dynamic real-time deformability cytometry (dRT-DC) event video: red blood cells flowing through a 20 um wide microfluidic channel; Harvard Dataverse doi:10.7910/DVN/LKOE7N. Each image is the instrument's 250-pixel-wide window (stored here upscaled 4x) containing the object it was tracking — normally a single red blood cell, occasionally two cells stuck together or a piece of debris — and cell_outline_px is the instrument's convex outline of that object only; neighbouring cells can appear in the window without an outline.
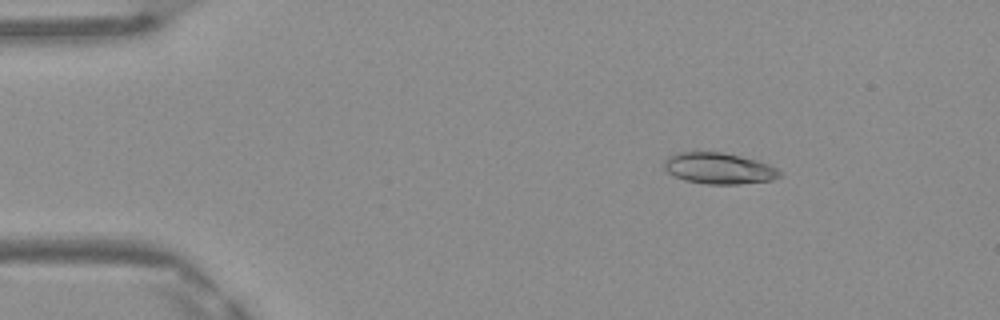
{"species": "Egyptian fruit bat (a non-hibernating species)", "species_latin": "Rousettus aegyptiacus", "temperature_condition": "warm", "stored_images_in_passage": 48, "camera_frame_rate_fps": 3000, "um_per_image_px": 0.085, "frame": {"image": 1, "passage_image": 7, "time_ms": 2.0, "image_size_px": [1000, 320], "cell_outline_px": [[780, 176], [772, 180], [736, 184], [708, 184], [684, 180], [668, 172], [664, 168], [664, 160], [668, 156], [676, 152], [724, 152], [756, 160], [768, 164], [776, 168], [780, 172]], "centroid_in_image_um": [61.07, 14.3], "position_along_channel_um": 23.9, "area_um2": 20.87}}
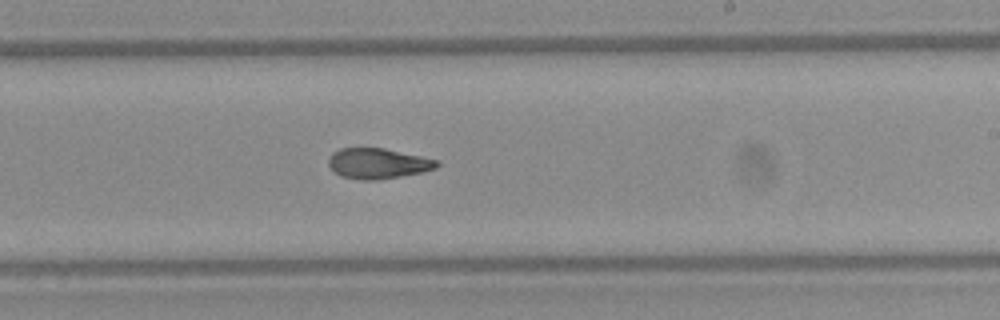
{"frame": {"image": 2, "passage_image": 29, "time_ms": 9.333, "image_size_px": [1000, 320], "cell_outline_px": [[440, 164], [436, 168], [424, 172], [380, 180], [360, 180], [340, 176], [328, 164], [328, 156], [332, 152], [340, 148], [384, 148], [440, 160]], "centroid_in_image_um": [32.14, 13.9], "position_along_channel_um": 256.9, "area_um2": 19.48}}
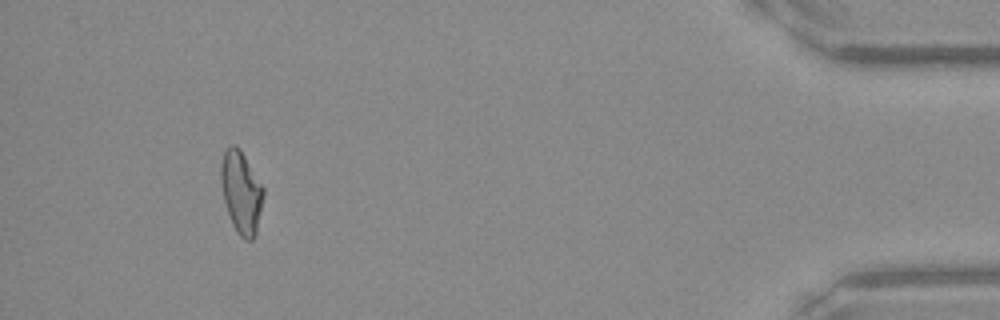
{"frame": {"image": 3, "passage_image": 45, "time_ms": 14.667, "image_size_px": [1000, 320], "cell_outline_px": [[264, 196], [256, 236], [252, 240], [244, 240], [236, 232], [232, 224], [224, 200], [220, 180], [220, 164], [224, 152], [232, 144], [236, 144], [240, 148], [264, 188]], "centroid_in_image_um": [20.51, 16.35], "position_along_channel_um": 414.7, "area_um2": 20.58}, "authors_computed_cell_mechanics": {"area_um2": 20.23, "velocity_mm_per_s": 4.1819, "shape_relaxation_time_tau1_ms": null, "shape_relaxation_time_tau2_ms": 2.9602, "deformation_change_tau1": null, "deformation_change_tau2": 0.0971}}